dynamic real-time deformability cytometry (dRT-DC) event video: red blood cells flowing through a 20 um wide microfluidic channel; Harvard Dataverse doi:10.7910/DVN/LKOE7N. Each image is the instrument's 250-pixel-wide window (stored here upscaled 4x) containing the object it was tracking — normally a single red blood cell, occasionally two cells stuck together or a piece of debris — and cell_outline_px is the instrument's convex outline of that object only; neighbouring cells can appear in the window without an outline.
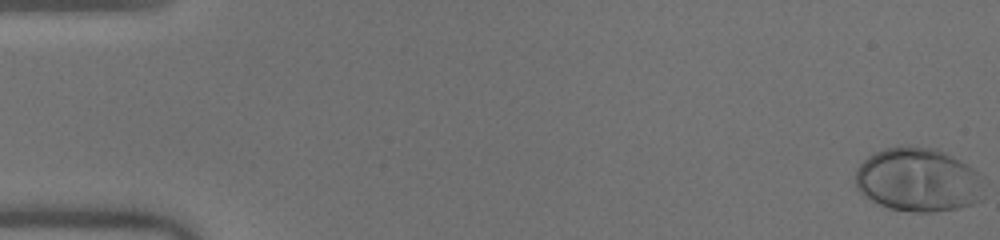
{"species": "human", "species_latin": "Homo sapiens", "temperature_condition": "warm", "stored_images_in_passage": 52, "camera_frame_rate_fps": 3000, "um_per_image_px": 0.085, "donor": {"sex": "male"}, "frame": {"image": 1, "passage_image": 1, "time_ms": 0.0, "image_size_px": [1000, 240], "cell_outline_px": [[980, 200], [972, 204], [960, 208], [932, 212], [916, 212], [888, 208], [864, 196], [856, 188], [856, 168], [868, 156], [884, 148], [908, 144], [936, 148], [968, 164], [976, 172]], "centroid_in_image_um": [77.96, 15.26], "position_along_channel_um": 7.0, "area_um2": 47.51}}
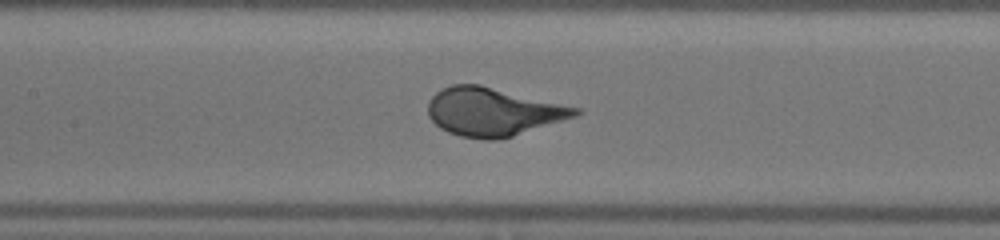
{"frame": {"image": 2, "passage_image": 25, "time_ms": 8.0, "image_size_px": [1000, 240], "cell_outline_px": [[584, 112], [576, 116], [512, 136], [496, 140], [484, 140], [460, 136], [448, 132], [440, 128], [428, 116], [428, 100], [440, 88], [452, 84], [480, 84], [580, 108]], "centroid_in_image_um": [41.88, 9.49], "position_along_channel_um": 165.5, "area_um2": 41.44}}
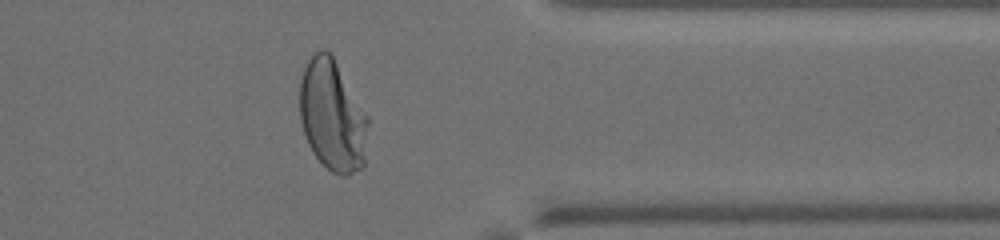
{"frame": {"image": 3, "passage_image": 42, "time_ms": 13.667, "image_size_px": [1000, 240], "cell_outline_px": [[368, 124], [364, 168], [348, 176], [340, 176], [332, 172], [312, 152], [308, 144], [300, 120], [300, 80], [304, 68], [308, 60], [320, 48], [324, 48], [332, 56], [368, 116]], "centroid_in_image_um": [28.26, 9.87], "position_along_channel_um": 383.1, "area_um2": 44.22}, "authors_computed_cell_mechanics": {"area_um2": 42.8876, "velocity_mm_per_s": 4.0246, "shape_relaxation_time_tau1_ms": 2.3148, "shape_relaxation_time_tau2_ms": null, "deformation_change_tau1": 0.2027, "deformation_change_tau2": null}}